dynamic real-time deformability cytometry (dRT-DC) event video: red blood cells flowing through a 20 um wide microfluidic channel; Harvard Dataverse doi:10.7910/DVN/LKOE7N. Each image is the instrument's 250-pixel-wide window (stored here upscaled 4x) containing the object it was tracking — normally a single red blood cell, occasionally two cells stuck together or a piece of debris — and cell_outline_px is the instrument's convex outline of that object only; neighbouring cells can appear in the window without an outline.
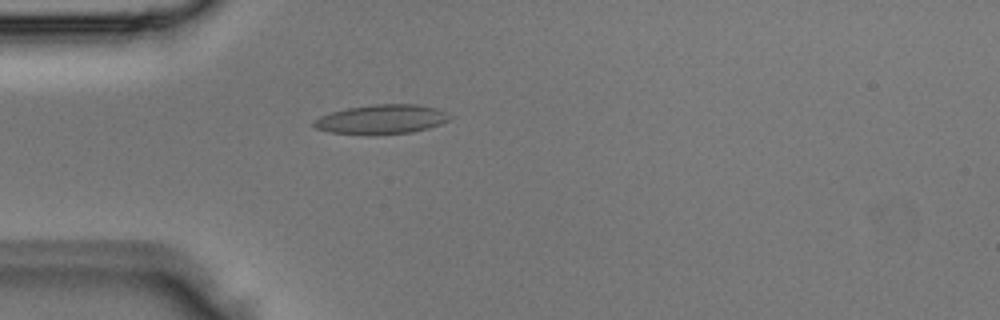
{"species": "Egyptian fruit bat (a non-hibernating species)", "species_latin": "Rousettus aegyptiacus", "temperature_condition": "room temperature", "stored_images_in_passage": 3, "camera_frame_rate_fps": 3000, "um_per_image_px": 0.085, "animal": {"sex": "male"}, "frame": {"image": 1, "passage_image": 3, "time_ms": 0.667, "image_size_px": [1000, 320], "cell_outline_px": [[452, 116], [448, 120], [440, 124], [428, 128], [412, 132], [376, 136], [368, 136], [328, 132], [316, 128], [312, 124], [312, 120], [320, 116], [332, 112], [348, 108], [372, 104], [416, 104], [436, 108]], "centroid_in_image_um": [32.38, 10.17], "position_along_channel_um": 52.6, "area_um2": 23.64}}